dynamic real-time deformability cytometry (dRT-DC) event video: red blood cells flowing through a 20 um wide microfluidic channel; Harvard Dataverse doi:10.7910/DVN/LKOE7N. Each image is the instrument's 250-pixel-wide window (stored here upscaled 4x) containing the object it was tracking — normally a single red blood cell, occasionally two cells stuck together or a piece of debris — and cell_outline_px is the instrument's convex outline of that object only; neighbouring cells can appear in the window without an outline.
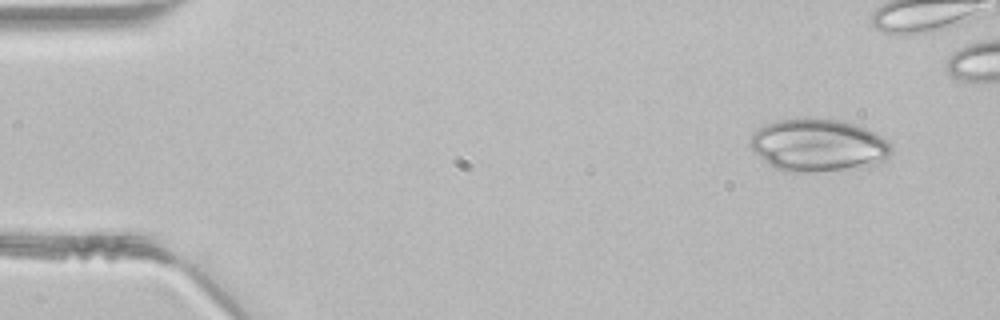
{"species": "common noctule bat (a hibernating species)", "species_latin": "Nyctalus noctula", "temperature_condition": "room temperature", "stored_images_in_passage": 36, "camera_frame_rate_fps": 3000, "um_per_image_px": 0.085, "animal": {"sex": "male", "body_mass_g": 21.5, "forearm_length_mm": 52.0}, "frame": {"image": 1, "passage_image": 2, "time_ms": 0.333, "image_size_px": [1000, 320], "cell_outline_px": [[892, 152], [884, 160], [876, 164], [812, 172], [796, 172], [776, 168], [768, 164], [752, 152], [748, 144], [748, 140], [752, 132], [756, 128], [764, 124], [776, 120], [804, 116], [812, 116], [840, 120], [856, 124], [876, 132], [888, 140], [892, 144]], "centroid_in_image_um": [69.49, 12.29], "position_along_channel_um": 15.5, "area_um2": 44.16}}
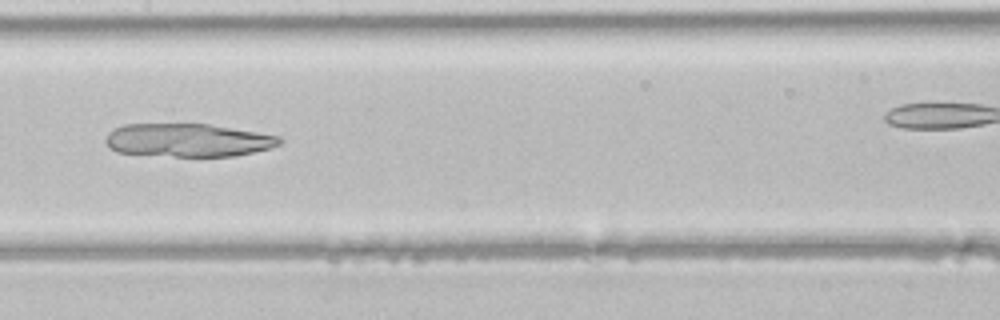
{"frame": {"image": 2, "passage_image": 21, "time_ms": 6.667, "image_size_px": [1000, 320], "cell_outline_px": [[280, 144], [268, 148], [252, 152], [232, 156], [176, 156], [116, 152], [104, 140], [108, 132], [112, 128], [124, 124], [208, 124], [280, 136]], "centroid_in_image_um": [15.92, 11.9], "position_along_channel_um": 191.5, "area_um2": 33.29}}
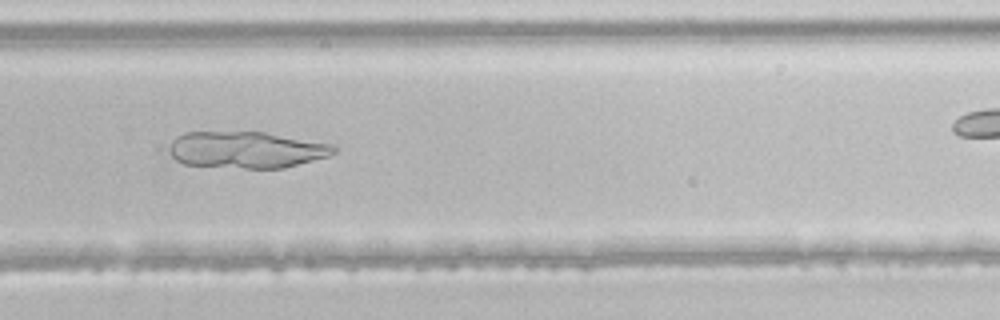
{"frame": {"image": 3, "passage_image": 29, "time_ms": 9.333, "image_size_px": [1000, 320], "cell_outline_px": [[336, 152], [328, 156], [284, 168], [244, 168], [184, 164], [176, 160], [168, 152], [168, 148], [172, 140], [176, 136], [184, 132], [264, 132], [332, 144], [336, 148]], "centroid_in_image_um": [20.91, 12.73], "position_along_channel_um": 308.9, "area_um2": 35.08}}